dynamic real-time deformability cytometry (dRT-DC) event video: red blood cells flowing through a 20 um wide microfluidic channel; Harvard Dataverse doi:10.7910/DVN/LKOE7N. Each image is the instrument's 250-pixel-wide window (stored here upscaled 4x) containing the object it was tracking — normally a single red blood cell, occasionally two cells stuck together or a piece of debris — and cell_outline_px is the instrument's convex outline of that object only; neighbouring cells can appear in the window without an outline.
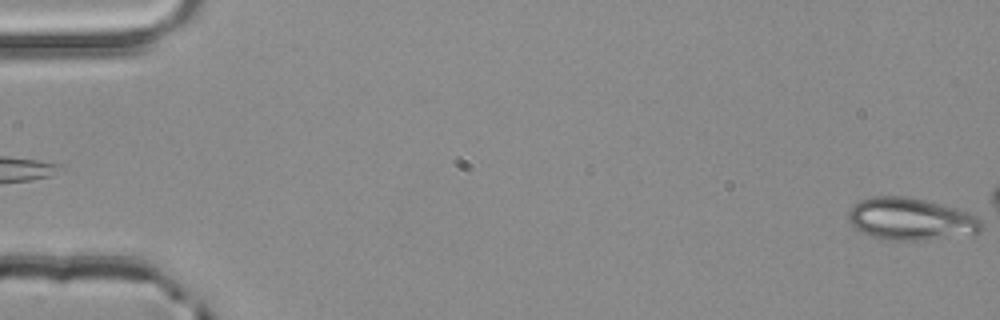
{"species": "common noctule bat (a hibernating species)", "species_latin": "Nyctalus noctula", "temperature_condition": "room temperature", "stored_images_in_passage": 3, "camera_frame_rate_fps": 3000, "um_per_image_px": 0.085, "animal": {"sex": "male", "body_mass_g": 20.4}, "frame": {"image": 1, "passage_image": 3, "time_ms": 0.667, "image_size_px": [1000, 320], "cell_outline_px": [[984, 228], [980, 232], [972, 236], [924, 240], [884, 240], [860, 232], [848, 224], [848, 212], [852, 204], [860, 200], [872, 196], [908, 196], [956, 208], [984, 216]], "centroid_in_image_um": [77.5, 18.64], "position_along_channel_um": 7.5, "area_um2": 33.99}}